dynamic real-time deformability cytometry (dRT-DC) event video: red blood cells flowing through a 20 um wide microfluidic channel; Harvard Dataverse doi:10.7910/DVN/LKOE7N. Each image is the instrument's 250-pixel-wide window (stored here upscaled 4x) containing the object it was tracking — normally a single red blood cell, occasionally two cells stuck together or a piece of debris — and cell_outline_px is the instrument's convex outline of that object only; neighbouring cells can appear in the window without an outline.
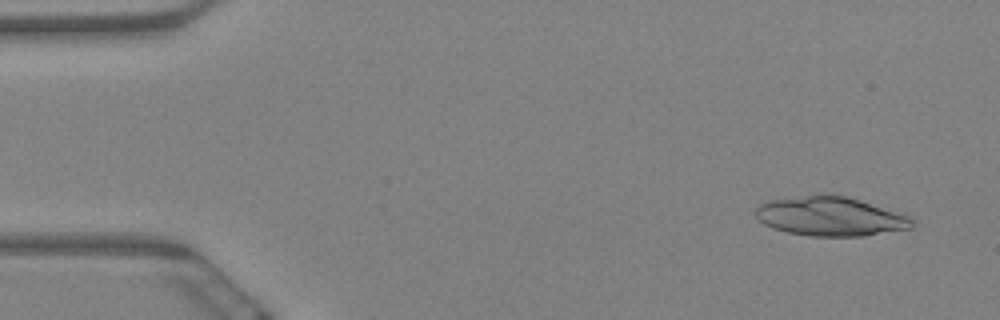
{"species": "Egyptian fruit bat (a non-hibernating species)", "species_latin": "Rousettus aegyptiacus", "temperature_condition": "warm", "stored_images_in_passage": 6, "camera_frame_rate_fps": 3000, "um_per_image_px": 0.085, "animal": {"sex": "female"}, "frame": {"image": 1, "passage_image": 1, "time_ms": 0.0, "image_size_px": [1000, 320], "cell_outline_px": [[912, 228], [864, 236], [808, 236], [788, 232], [772, 228], [764, 224], [756, 216], [756, 208], [760, 204], [768, 200], [824, 192], [848, 196], [904, 212], [912, 216]], "centroid_in_image_um": [70.63, 18.36], "position_along_channel_um": 14.4, "area_um2": 36.65}}